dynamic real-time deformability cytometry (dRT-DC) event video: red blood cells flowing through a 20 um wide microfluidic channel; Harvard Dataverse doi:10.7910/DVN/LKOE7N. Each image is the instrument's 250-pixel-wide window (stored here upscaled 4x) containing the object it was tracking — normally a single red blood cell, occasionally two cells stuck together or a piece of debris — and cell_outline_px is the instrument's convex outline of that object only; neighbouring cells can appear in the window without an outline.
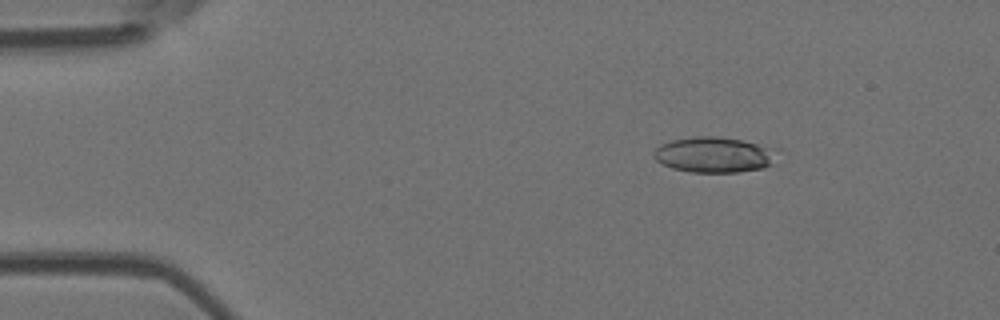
{"species": "Egyptian fruit bat (a non-hibernating species)", "species_latin": "Rousettus aegyptiacus", "temperature_condition": "room temperature", "stored_images_in_passage": 3, "camera_frame_rate_fps": 3000, "um_per_image_px": 0.085, "animal": {"sex": "female"}, "frame": {"image": 1, "passage_image": 1, "time_ms": 0.0, "image_size_px": [1000, 320], "cell_outline_px": [[780, 148], [772, 164], [764, 168], [736, 172], [692, 172], [672, 168], [656, 160], [652, 156], [656, 148], [660, 144], [672, 140], [700, 136], [716, 136], [740, 140]], "centroid_in_image_um": [60.75, 13.15], "position_along_channel_um": 24.3, "area_um2": 25.66}}